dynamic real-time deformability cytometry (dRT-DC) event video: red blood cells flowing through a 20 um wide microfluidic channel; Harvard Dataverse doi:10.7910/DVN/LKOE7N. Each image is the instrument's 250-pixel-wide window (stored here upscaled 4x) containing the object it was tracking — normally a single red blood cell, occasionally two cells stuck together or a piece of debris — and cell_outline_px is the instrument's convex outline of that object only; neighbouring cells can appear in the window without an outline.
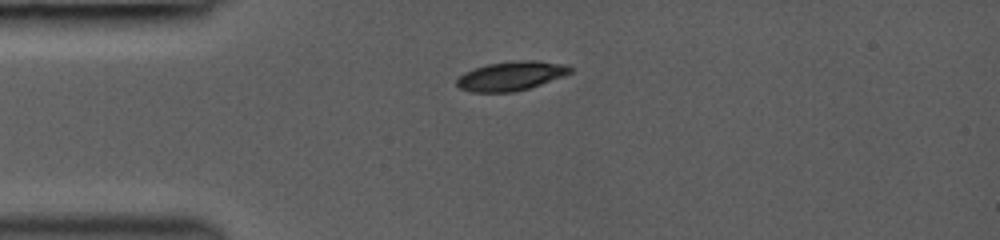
{"species": "common noctule bat (a hibernating species)", "species_latin": "Nyctalus noctula", "temperature_condition": "room temperature", "stored_images_in_passage": 9, "camera_frame_rate_fps": 3000, "um_per_image_px": 0.085, "animal": {"sex": "female", "body_mass_g": 19.0, "forearm_length_mm": 53.3}, "frame": {"image": 1, "passage_image": 1, "time_ms": 0.0, "image_size_px": [1000, 240], "cell_outline_px": [[572, 72], [540, 84], [528, 88], [512, 92], [472, 92], [460, 88], [456, 84], [456, 80], [464, 72], [488, 64], [520, 60], [536, 60], [564, 64], [572, 68]], "centroid_in_image_um": [43.42, 6.45], "position_along_channel_um": 41.6, "area_um2": 18.96}}
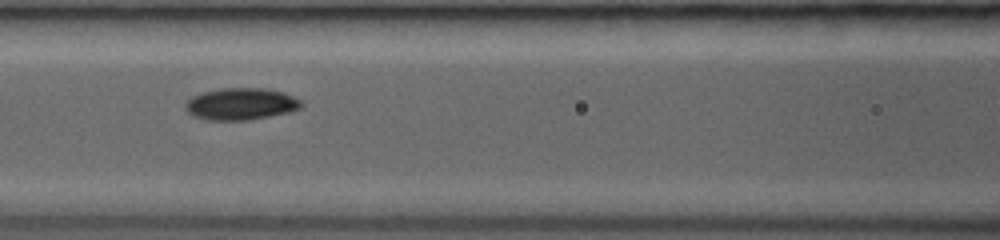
{"frame": {"image": 2, "passage_image": 6, "time_ms": 3.0, "image_size_px": [1000, 240], "cell_outline_px": [[304, 104], [300, 108], [288, 112], [248, 120], [204, 120], [192, 116], [184, 108], [184, 104], [192, 96], [200, 92], [220, 88], [264, 88], [284, 92], [300, 100]], "centroid_in_image_um": [20.43, 8.83], "position_along_channel_um": 146.2, "area_um2": 21.73}}
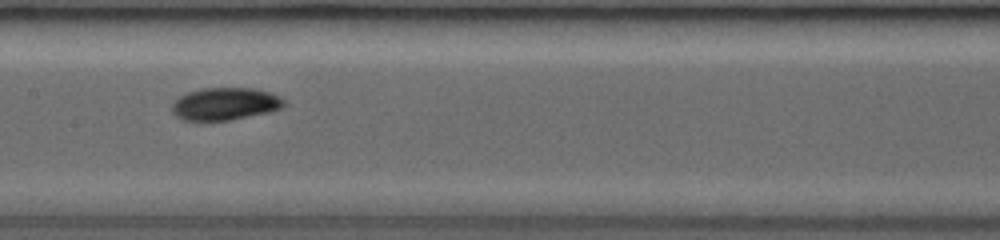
{"frame": {"image": 3, "passage_image": 8, "time_ms": 4.0, "image_size_px": [1000, 240], "cell_outline_px": [[284, 104], [280, 108], [268, 112], [228, 120], [180, 120], [172, 112], [172, 104], [180, 96], [188, 92], [204, 88], [252, 88], [268, 92], [280, 96], [284, 100]], "centroid_in_image_um": [19.1, 8.82], "position_along_channel_um": 188.3, "area_um2": 20.92}}